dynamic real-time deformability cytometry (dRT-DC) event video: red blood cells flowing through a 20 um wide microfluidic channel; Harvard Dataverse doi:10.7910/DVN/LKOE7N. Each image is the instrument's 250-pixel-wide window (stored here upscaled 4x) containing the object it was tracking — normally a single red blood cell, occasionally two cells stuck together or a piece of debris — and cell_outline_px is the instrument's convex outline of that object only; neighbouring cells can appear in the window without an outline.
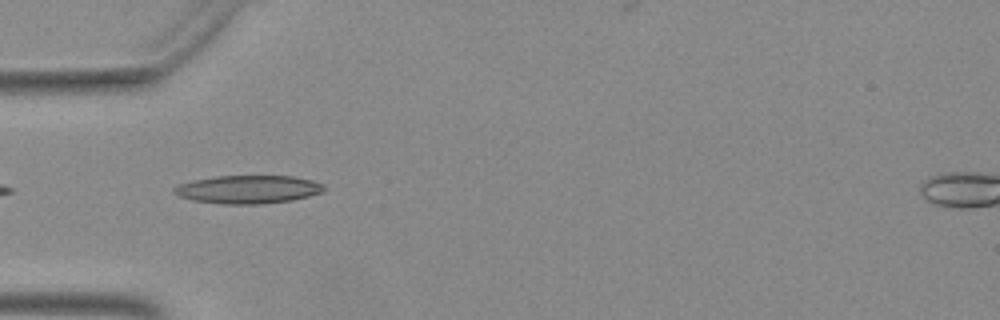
{"species": "Egyptian fruit bat (a non-hibernating species)", "species_latin": "Rousettus aegyptiacus", "temperature_condition": "warm", "stored_images_in_passage": 8, "camera_frame_rate_fps": 3000, "um_per_image_px": 0.085, "animal": {"sex": "female"}, "frame": {"image": 1, "passage_image": 1, "time_ms": 0.0, "image_size_px": [1000, 320], "cell_outline_px": [[324, 192], [292, 200], [260, 204], [224, 204], [192, 200], [180, 196], [172, 192], [172, 188], [180, 184], [192, 180], [216, 176], [292, 176], [312, 180], [324, 184]], "centroid_in_image_um": [21.09, 16.1], "position_along_channel_um": 63.9, "area_um2": 24.62}}
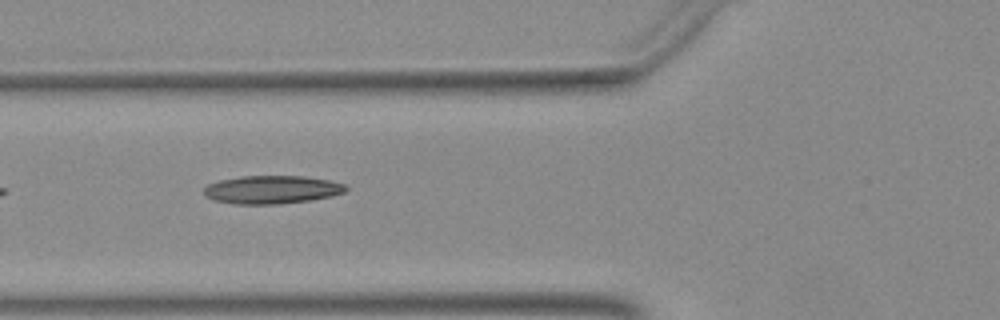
{"frame": {"image": 2, "passage_image": 4, "time_ms": 1.0, "image_size_px": [1000, 320], "cell_outline_px": [[348, 188], [344, 192], [332, 196], [308, 200], [276, 204], [236, 204], [212, 200], [204, 196], [204, 188], [208, 184], [220, 180], [240, 176], [304, 176], [328, 180], [344, 184]], "centroid_in_image_um": [23.07, 16.12], "position_along_channel_um": 102.7, "area_um2": 23.24}}